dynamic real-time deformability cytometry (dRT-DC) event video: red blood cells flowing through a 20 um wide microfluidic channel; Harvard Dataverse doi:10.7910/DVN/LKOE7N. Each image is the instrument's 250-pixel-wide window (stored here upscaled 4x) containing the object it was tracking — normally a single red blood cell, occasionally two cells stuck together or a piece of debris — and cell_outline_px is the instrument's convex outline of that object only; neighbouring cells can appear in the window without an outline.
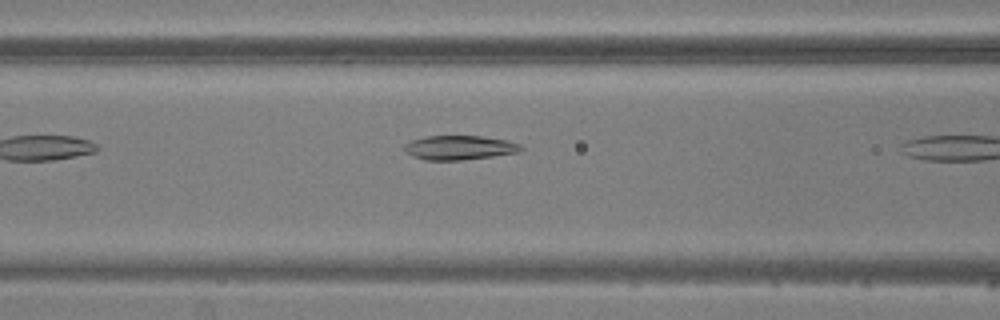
{"species": "common noctule bat (a hibernating species)", "species_latin": "Nyctalus noctula", "temperature_condition": "warm", "stored_images_in_passage": 6, "camera_frame_rate_fps": 3000, "um_per_image_px": 0.085, "animal": {"sex": "male", "body_mass_g": 20.5, "forearm_length_mm": 52.5}, "frame": {"image": 1, "passage_image": 5, "time_ms": 4.667, "image_size_px": [1000, 320], "cell_outline_px": [[524, 148], [520, 152], [492, 156], [460, 160], [424, 160], [412, 156], [404, 148], [404, 144], [412, 140], [424, 136], [480, 136], [508, 140], [520, 144]], "centroid_in_image_um": [39.07, 12.54], "position_along_channel_um": 127.5, "area_um2": 16.47}}